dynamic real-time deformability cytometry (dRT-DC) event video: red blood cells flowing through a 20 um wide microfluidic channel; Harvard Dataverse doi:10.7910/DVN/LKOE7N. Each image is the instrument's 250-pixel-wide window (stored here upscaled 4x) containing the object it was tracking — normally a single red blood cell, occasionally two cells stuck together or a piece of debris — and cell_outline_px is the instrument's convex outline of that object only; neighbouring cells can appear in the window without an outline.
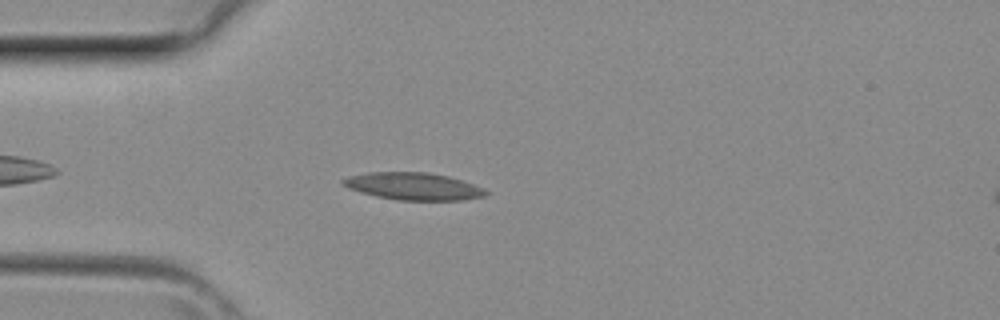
{"species": "common noctule bat (a hibernating species)", "species_latin": "Nyctalus noctula", "temperature_condition": "room temperature", "stored_images_in_passage": 4, "camera_frame_rate_fps": 3000, "um_per_image_px": 0.085, "animal": {"sex": "female", "body_mass_g": 29.2, "forearm_length_mm": 56.3}, "frame": {"image": 1, "passage_image": 4, "time_ms": 1.0, "image_size_px": [1000, 320], "cell_outline_px": [[488, 192], [484, 196], [464, 200], [396, 200], [376, 196], [360, 192], [348, 188], [340, 184], [340, 180], [348, 176], [368, 172], [424, 172], [448, 176], [484, 188]], "centroid_in_image_um": [35.08, 15.83], "position_along_channel_um": 49.9, "area_um2": 22.72}}